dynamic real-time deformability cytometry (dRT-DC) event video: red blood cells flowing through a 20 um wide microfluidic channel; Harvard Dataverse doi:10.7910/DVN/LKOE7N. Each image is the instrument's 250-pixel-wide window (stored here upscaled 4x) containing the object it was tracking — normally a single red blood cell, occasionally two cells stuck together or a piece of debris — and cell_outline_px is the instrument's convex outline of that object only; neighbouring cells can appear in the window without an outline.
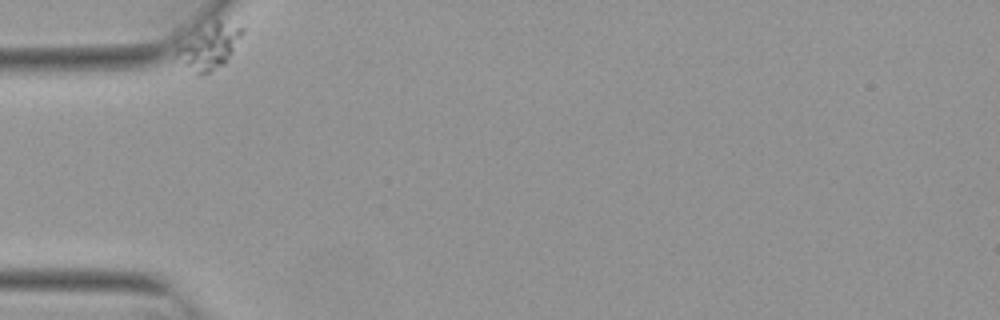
{"species": "Egyptian fruit bat (a non-hibernating species)", "species_latin": "Rousettus aegyptiacus", "temperature_condition": "warm", "stored_images_in_passage": 43, "camera_frame_rate_fps": 3000, "um_per_image_px": 0.085, "animal": {"sex": "female"}, "frame": {"image": 1, "passage_image": 1, "time_ms": 0.0, "image_size_px": [1000, 320], "cell_outline_px": [[244, 32], [232, 52], [224, 64], [212, 72], [204, 76], [196, 76], [172, 60], [176, 48], [216, 20], [220, 20], [244, 28]], "centroid_in_image_um": [17.73, 4.09], "position_along_channel_um": 67.3, "area_um2": 17.22}}
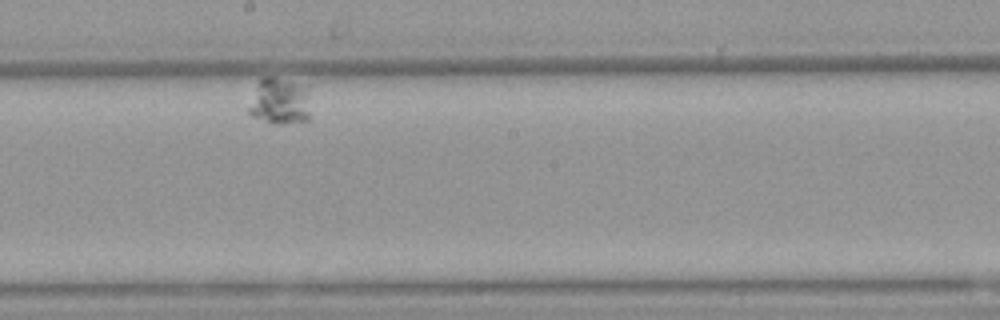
{"frame": {"image": 2, "passage_image": 25, "time_ms": 8.0, "image_size_px": [1000, 320], "cell_outline_px": [[308, 120], [284, 124], [272, 124], [252, 116], [248, 112], [248, 108], [260, 80], [264, 76], [276, 76], [308, 84]], "centroid_in_image_um": [23.8, 8.58], "position_along_channel_um": 224.4, "area_um2": 17.05}}
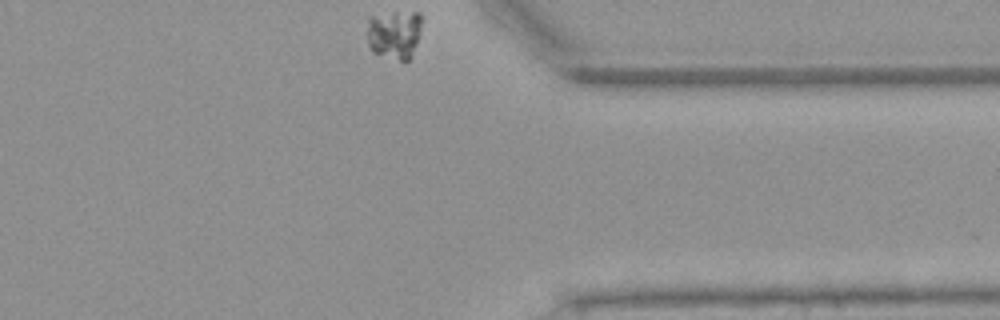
{"frame": {"image": 3, "passage_image": 43, "time_ms": 14.0, "image_size_px": [1000, 320], "cell_outline_px": [[420, 28], [416, 44], [412, 56], [408, 60], [400, 60], [372, 52], [368, 44], [368, 16], [392, 12], [420, 12]], "centroid_in_image_um": [33.5, 2.89], "position_along_channel_um": 377.9, "area_um2": 15.49}}